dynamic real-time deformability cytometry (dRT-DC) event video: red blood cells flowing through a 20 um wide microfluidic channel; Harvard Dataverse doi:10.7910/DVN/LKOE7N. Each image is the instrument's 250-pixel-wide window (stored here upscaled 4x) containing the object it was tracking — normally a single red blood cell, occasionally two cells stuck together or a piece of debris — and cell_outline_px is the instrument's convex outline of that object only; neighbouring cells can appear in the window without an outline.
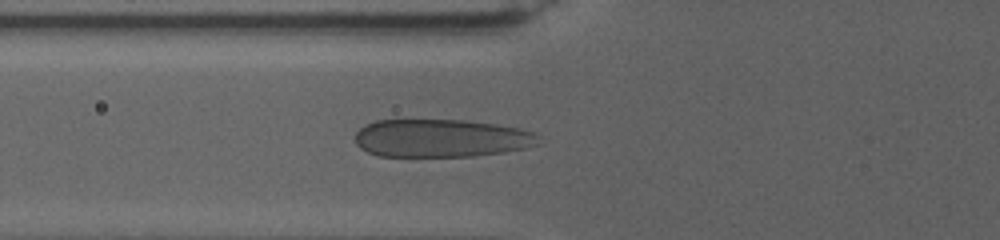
{"species": "human", "species_latin": "Homo sapiens", "temperature_condition": "warm", "stored_images_in_passage": 41, "camera_frame_rate_fps": 3000, "um_per_image_px": 0.085, "donor": {"sex": "female"}, "frame": {"image": 1, "passage_image": 7, "time_ms": 2.333, "image_size_px": [1000, 240], "cell_outline_px": [[544, 144], [528, 148], [504, 152], [476, 156], [380, 156], [368, 152], [360, 148], [356, 144], [356, 132], [364, 124], [376, 120], [468, 120], [496, 124], [520, 128], [536, 132], [540, 136]], "centroid_in_image_um": [37.59, 11.74], "position_along_channel_um": 88.2, "area_um2": 41.27}}
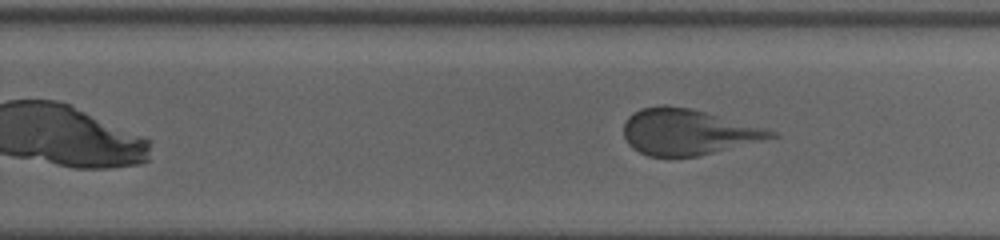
{"frame": {"image": 2, "passage_image": 18, "time_ms": 9.333, "image_size_px": [1000, 240], "cell_outline_px": [[780, 136], [696, 156], [648, 156], [632, 148], [628, 144], [624, 136], [624, 124], [628, 116], [632, 112], [640, 108], [664, 104], [688, 108], [768, 128], [776, 132]], "centroid_in_image_um": [58.43, 11.2], "position_along_channel_um": 271.4, "area_um2": 39.07}}
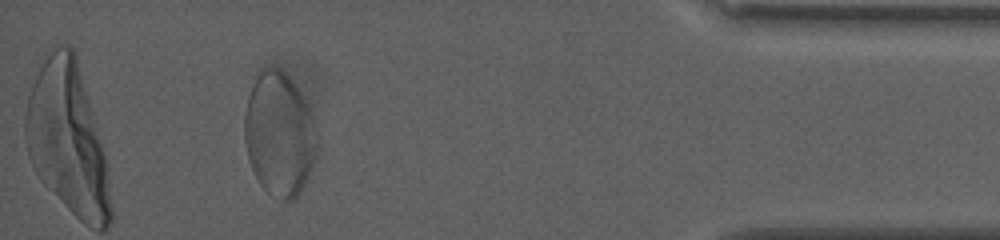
{"frame": {"image": 3, "passage_image": 37, "time_ms": 16.333, "image_size_px": [1000, 240], "cell_outline_px": [[320, 140], [316, 156], [308, 176], [300, 192], [292, 200], [280, 200], [268, 192], [260, 184], [252, 168], [248, 156], [244, 140], [244, 116], [248, 96], [256, 72], [260, 68], [280, 68], [296, 84], [308, 104], [312, 112], [320, 132]], "centroid_in_image_um": [23.78, 11.36], "position_along_channel_um": 411.4, "area_um2": 53.29}}